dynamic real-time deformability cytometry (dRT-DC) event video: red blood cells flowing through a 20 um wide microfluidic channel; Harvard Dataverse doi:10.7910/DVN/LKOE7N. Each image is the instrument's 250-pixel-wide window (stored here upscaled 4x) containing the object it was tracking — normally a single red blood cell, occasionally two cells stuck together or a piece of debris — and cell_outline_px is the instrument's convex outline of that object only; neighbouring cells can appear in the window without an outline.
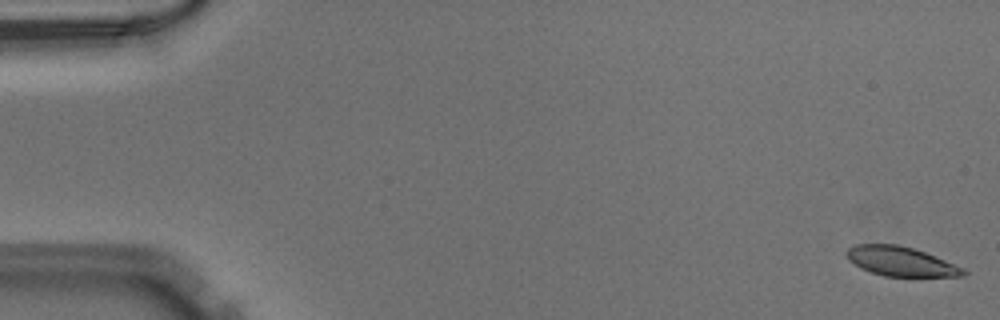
{"species": "Egyptian fruit bat (a non-hibernating species)", "species_latin": "Rousettus aegyptiacus", "temperature_condition": "warm", "stored_images_in_passage": 13, "camera_frame_rate_fps": 3000, "um_per_image_px": 0.085, "animal": {"sex": "male"}, "frame": {"image": 1, "passage_image": 1, "time_ms": 0.0, "image_size_px": [1000, 320], "cell_outline_px": [[968, 272], [964, 276], [884, 276], [860, 268], [848, 260], [844, 252], [848, 248], [856, 244], [896, 244], [912, 248], [924, 252], [964, 268]], "centroid_in_image_um": [76.52, 22.21], "position_along_channel_um": 8.5, "area_um2": 19.88}}